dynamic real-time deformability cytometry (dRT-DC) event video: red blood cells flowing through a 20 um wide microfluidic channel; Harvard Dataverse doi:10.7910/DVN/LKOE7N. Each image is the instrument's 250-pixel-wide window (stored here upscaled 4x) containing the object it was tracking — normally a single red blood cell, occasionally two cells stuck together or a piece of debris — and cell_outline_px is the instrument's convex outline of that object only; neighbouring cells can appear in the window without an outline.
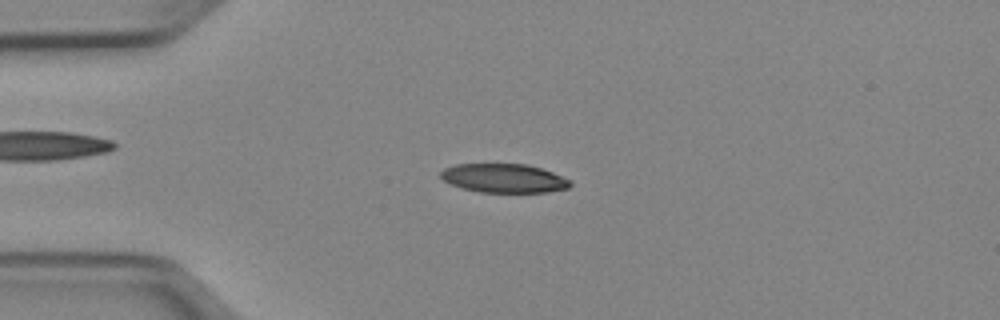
{"species": "Egyptian fruit bat (a non-hibernating species)", "species_latin": "Rousettus aegyptiacus", "temperature_condition": "cold", "stored_images_in_passage": 48, "camera_frame_rate_fps": 3000, "um_per_image_px": 0.085, "animal": {"sex": "female"}, "frame": {"image": 1, "passage_image": 10, "time_ms": 3.0, "image_size_px": [1000, 320], "cell_outline_px": [[572, 184], [568, 188], [548, 192], [480, 192], [464, 188], [452, 184], [444, 180], [440, 176], [440, 172], [444, 168], [456, 164], [528, 164], [552, 172], [572, 180]], "centroid_in_image_um": [42.86, 15.14], "position_along_channel_um": 42.1, "area_um2": 21.73}}
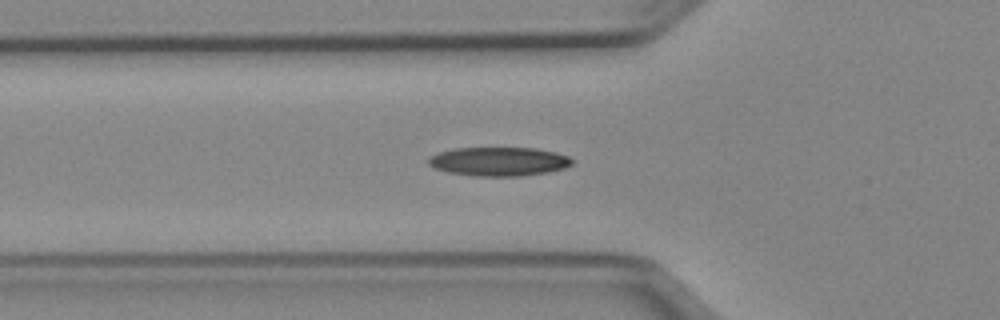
{"frame": {"image": 2, "passage_image": 15, "time_ms": 4.667, "image_size_px": [1000, 320], "cell_outline_px": [[572, 164], [564, 168], [548, 172], [520, 176], [476, 176], [448, 172], [436, 168], [428, 164], [428, 160], [432, 156], [440, 152], [452, 148], [536, 148], [556, 152], [568, 156], [572, 160]], "centroid_in_image_um": [42.42, 13.72], "position_along_channel_um": 83.4, "area_um2": 24.04}}
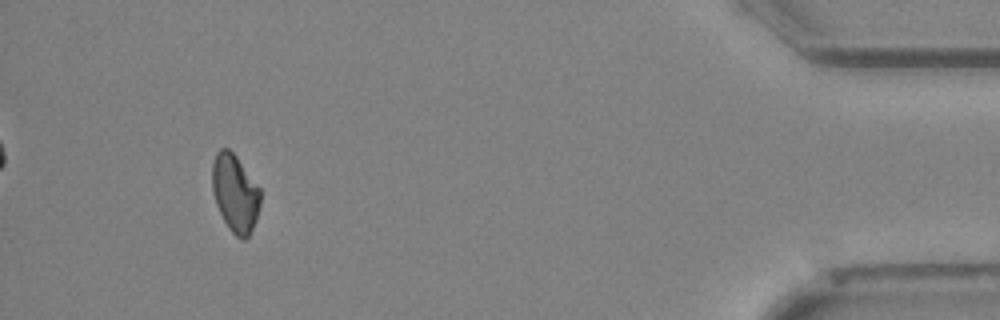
{"frame": {"image": 3, "passage_image": 45, "time_ms": 14.667, "image_size_px": [1000, 320], "cell_outline_px": [[260, 204], [256, 220], [248, 236], [244, 240], [236, 236], [228, 228], [216, 204], [212, 192], [212, 164], [216, 152], [220, 148], [228, 148], [236, 156], [260, 188]], "centroid_in_image_um": [19.97, 16.41], "position_along_channel_um": 415.2, "area_um2": 21.73}, "authors_computed_cell_mechanics": {"area_um2": 22.7732, "velocity_mm_per_s": 3.967, "shape_relaxation_time_tau1_ms": 7.7803, "shape_relaxation_time_tau2_ms": null, "deformation_change_tau1": 0.1573, "deformation_change_tau2": null}}